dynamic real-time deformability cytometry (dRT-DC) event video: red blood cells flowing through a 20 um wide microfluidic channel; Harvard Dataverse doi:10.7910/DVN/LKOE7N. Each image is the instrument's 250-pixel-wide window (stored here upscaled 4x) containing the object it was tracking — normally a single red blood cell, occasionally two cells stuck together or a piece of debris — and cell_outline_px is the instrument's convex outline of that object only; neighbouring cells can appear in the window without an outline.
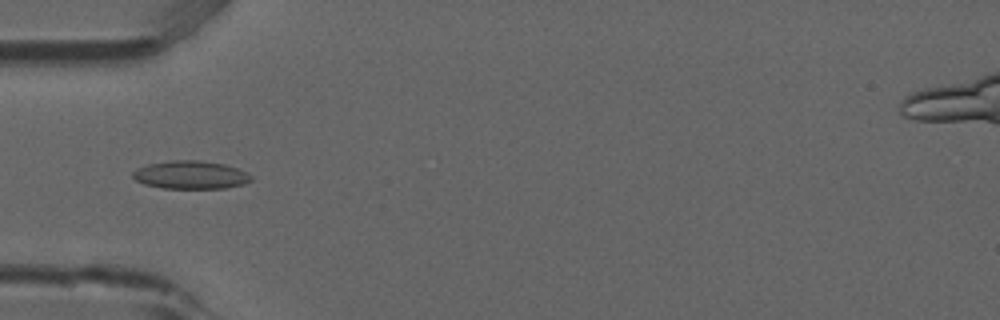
{"species": "common noctule bat (a hibernating species)", "species_latin": "Nyctalus noctula", "temperature_condition": "room temperature", "stored_images_in_passage": 52, "camera_frame_rate_fps": 3000, "um_per_image_px": 0.085, "animal": {"sex": "male", "forearm_length_mm": 52.5}, "frame": {"image": 1, "passage_image": 17, "time_ms": 5.333, "image_size_px": [1000, 320], "cell_outline_px": [[252, 180], [244, 184], [224, 188], [160, 188], [144, 184], [136, 180], [132, 176], [132, 172], [136, 168], [148, 164], [172, 160], [200, 160], [224, 164], [236, 168], [252, 176]], "centroid_in_image_um": [16.17, 14.86], "position_along_channel_um": 68.8, "area_um2": 19.36}}
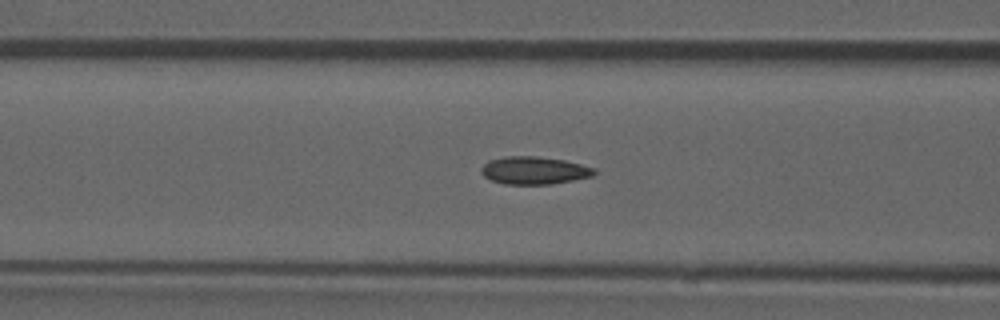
{"frame": {"image": 2, "passage_image": 21, "time_ms": 6.667, "image_size_px": [1000, 320], "cell_outline_px": [[596, 172], [592, 176], [552, 184], [504, 184], [492, 180], [484, 176], [480, 172], [480, 168], [488, 160], [504, 156], [536, 156], [564, 160], [596, 168]], "centroid_in_image_um": [45.38, 14.48], "position_along_channel_um": 121.2, "area_um2": 18.26}}
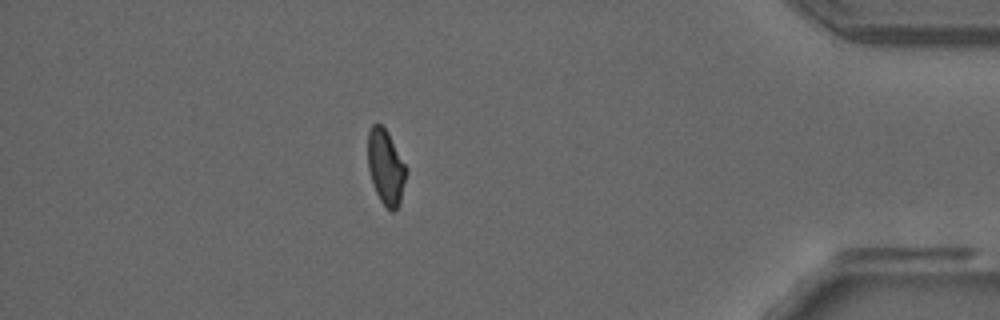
{"frame": {"image": 3, "passage_image": 46, "time_ms": 15.0, "image_size_px": [1000, 320], "cell_outline_px": [[408, 168], [400, 200], [396, 208], [392, 212], [380, 200], [376, 192], [368, 168], [368, 132], [372, 124], [380, 124], [388, 132]], "centroid_in_image_um": [32.8, 14.16], "position_along_channel_um": 402.4, "area_um2": 16.59}, "authors_computed_cell_mechanics": {"area_um2": 17.918, "velocity_mm_per_s": 3.9039, "shape_relaxation_time_tau1_ms": 8.1317, "shape_relaxation_time_tau2_ms": 1.7473, "deformation_change_tau1": 0.1663, "deformation_change_tau2": 0.0754}}